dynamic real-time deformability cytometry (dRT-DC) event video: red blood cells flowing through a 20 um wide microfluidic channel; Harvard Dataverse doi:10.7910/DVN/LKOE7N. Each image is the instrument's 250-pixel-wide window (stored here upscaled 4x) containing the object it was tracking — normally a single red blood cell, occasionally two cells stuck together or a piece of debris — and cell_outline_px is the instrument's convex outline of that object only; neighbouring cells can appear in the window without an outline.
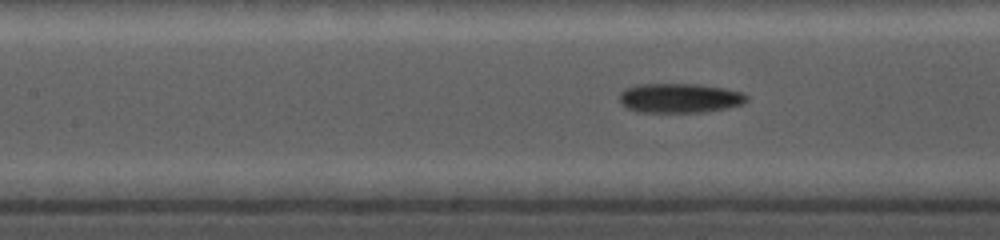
{"species": "common noctule bat (a hibernating species)", "species_latin": "Nyctalus noctula", "temperature_condition": "cold", "stored_images_in_passage": 27, "camera_frame_rate_fps": 5000, "um_per_image_px": 0.085, "animal": {"sex": "female", "body_mass_g": 19.0, "forearm_length_mm": 56.7}, "frame": {"image": 1, "passage_image": 15, "time_ms": 2.8, "image_size_px": [1000, 240], "cell_outline_px": [[748, 100], [744, 104], [704, 112], [636, 112], [628, 108], [620, 100], [620, 92], [624, 88], [636, 84], [700, 84], [724, 88], [744, 92], [748, 96]], "centroid_in_image_um": [57.79, 8.33], "position_along_channel_um": 149.6, "area_um2": 22.02}}